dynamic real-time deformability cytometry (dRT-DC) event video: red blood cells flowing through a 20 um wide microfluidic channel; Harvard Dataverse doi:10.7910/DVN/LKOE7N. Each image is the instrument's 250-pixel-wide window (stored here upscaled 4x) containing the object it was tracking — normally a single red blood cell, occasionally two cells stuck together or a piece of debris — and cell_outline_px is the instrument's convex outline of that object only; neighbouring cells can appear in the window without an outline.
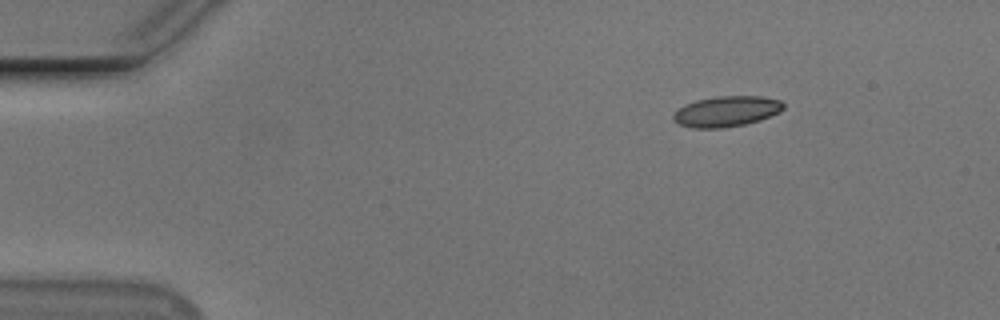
{"species": "Egyptian fruit bat (a non-hibernating species)", "species_latin": "Rousettus aegyptiacus", "temperature_condition": "cold", "stored_images_in_passage": 48, "camera_frame_rate_fps": 3000, "um_per_image_px": 0.085, "animal": {"sex": "male"}, "frame": {"image": 1, "passage_image": 1, "time_ms": 0.0, "image_size_px": [1000, 320], "cell_outline_px": [[784, 108], [780, 112], [744, 124], [720, 128], [692, 128], [680, 124], [672, 120], [672, 116], [676, 108], [684, 104], [696, 100], [716, 96], [760, 96], [780, 100], [784, 104]], "centroid_in_image_um": [61.68, 9.45], "position_along_channel_um": 23.3, "area_um2": 19.59}}
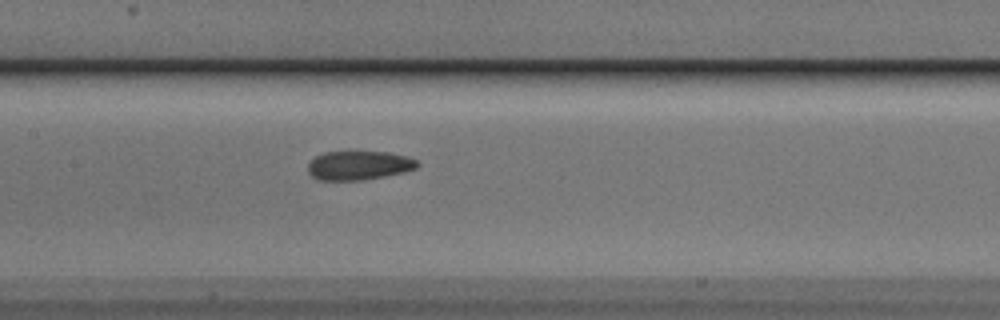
{"frame": {"image": 2, "passage_image": 20, "time_ms": 6.333, "image_size_px": [1000, 320], "cell_outline_px": [[420, 164], [416, 168], [404, 172], [364, 180], [316, 180], [308, 172], [308, 164], [316, 156], [324, 152], [388, 152], [408, 156], [416, 160]], "centroid_in_image_um": [30.51, 14.06], "position_along_channel_um": 176.9, "area_um2": 18.5}}
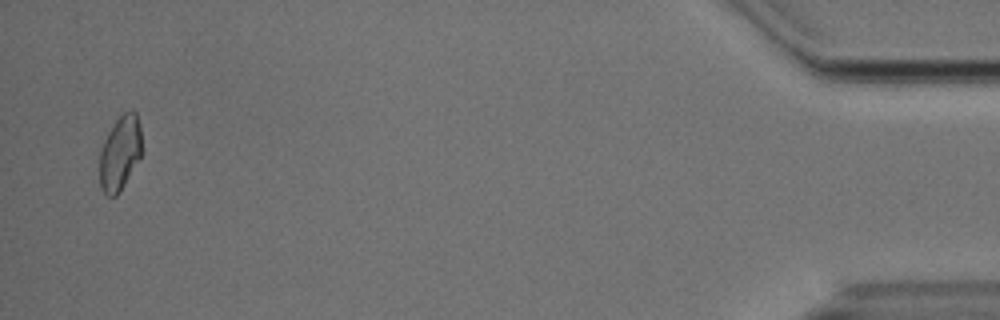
{"frame": {"image": 3, "passage_image": 47, "time_ms": 15.333, "image_size_px": [1000, 320], "cell_outline_px": [[140, 156], [120, 192], [116, 196], [108, 196], [100, 188], [100, 152], [104, 140], [108, 132], [116, 120], [124, 112], [132, 108], [136, 112], [140, 128]], "centroid_in_image_um": [10.18, 13.0], "position_along_channel_um": 425.0, "area_um2": 18.03}, "authors_computed_cell_mechanics": {"area_um2": 18.9295, "velocity_mm_per_s": 3.7147, "shape_relaxation_time_tau1_ms": null, "shape_relaxation_time_tau2_ms": 2.884, "deformation_change_tau1": null, "deformation_change_tau2": 0.0845}}